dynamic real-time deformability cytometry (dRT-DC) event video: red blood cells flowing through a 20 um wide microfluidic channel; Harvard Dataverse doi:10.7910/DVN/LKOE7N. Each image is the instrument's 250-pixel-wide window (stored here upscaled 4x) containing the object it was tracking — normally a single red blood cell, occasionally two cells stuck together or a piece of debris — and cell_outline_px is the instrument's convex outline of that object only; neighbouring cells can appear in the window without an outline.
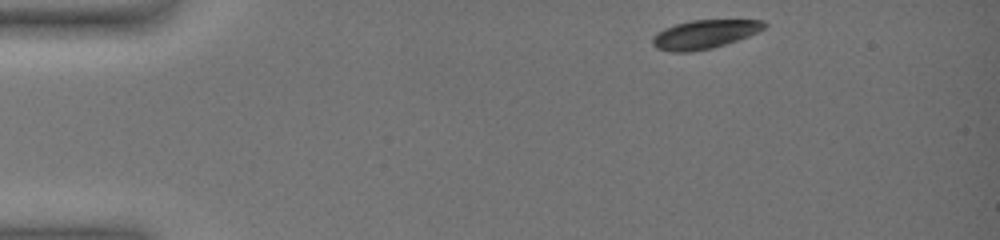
{"species": "common noctule bat (a hibernating species)", "species_latin": "Nyctalus noctula", "temperature_condition": "warm", "stored_images_in_passage": 46, "camera_frame_rate_fps": 3000, "um_per_image_px": 0.085, "animal": {"sex": "female", "body_mass_g": 19.0, "forearm_length_mm": 51.5}, "frame": {"image": 1, "passage_image": 1, "time_ms": 0.0, "image_size_px": [1000, 240], "cell_outline_px": [[768, 24], [764, 28], [748, 36], [712, 48], [692, 52], [668, 52], [656, 48], [652, 44], [652, 36], [656, 32], [664, 28], [688, 20], [764, 20]], "centroid_in_image_um": [59.82, 2.92], "position_along_channel_um": 25.2, "area_um2": 18.79}}
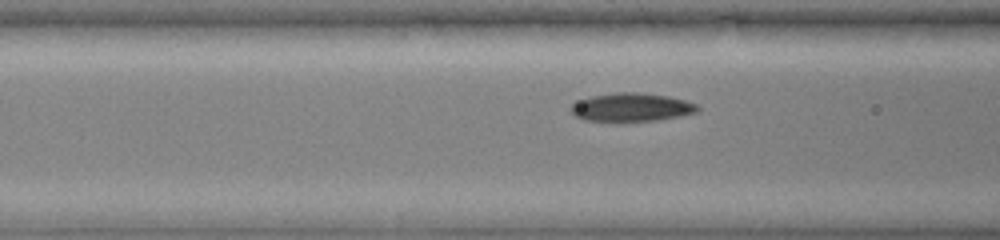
{"frame": {"image": 2, "passage_image": 16, "time_ms": 5.0, "image_size_px": [1000, 240], "cell_outline_px": [[700, 108], [696, 112], [656, 120], [584, 120], [576, 116], [568, 108], [572, 104], [588, 96], [616, 92], [640, 92], [668, 96], [684, 100], [696, 104]], "centroid_in_image_um": [53.63, 9.09], "position_along_channel_um": 113.0, "area_um2": 20.58}}
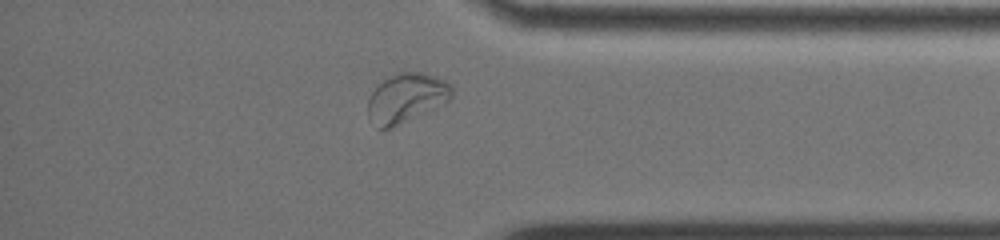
{"frame": {"image": 3, "passage_image": 41, "time_ms": 13.333, "image_size_px": [1000, 240], "cell_outline_px": [[456, 88], [452, 96], [448, 100], [388, 128], [376, 128], [368, 116], [368, 100], [372, 92], [384, 80], [400, 72], [420, 72], [444, 80], [452, 84]], "centroid_in_image_um": [34.54, 8.29], "position_along_channel_um": 400.7, "area_um2": 23.24}, "authors_computed_cell_mechanics": {"area_um2": 19.9121, "velocity_mm_per_s": 3.4749, "shape_relaxation_time_tau1_ms": 1.6508, "shape_relaxation_time_tau2_ms": null, "deformation_change_tau1": 0.1091, "deformation_change_tau2": null}}